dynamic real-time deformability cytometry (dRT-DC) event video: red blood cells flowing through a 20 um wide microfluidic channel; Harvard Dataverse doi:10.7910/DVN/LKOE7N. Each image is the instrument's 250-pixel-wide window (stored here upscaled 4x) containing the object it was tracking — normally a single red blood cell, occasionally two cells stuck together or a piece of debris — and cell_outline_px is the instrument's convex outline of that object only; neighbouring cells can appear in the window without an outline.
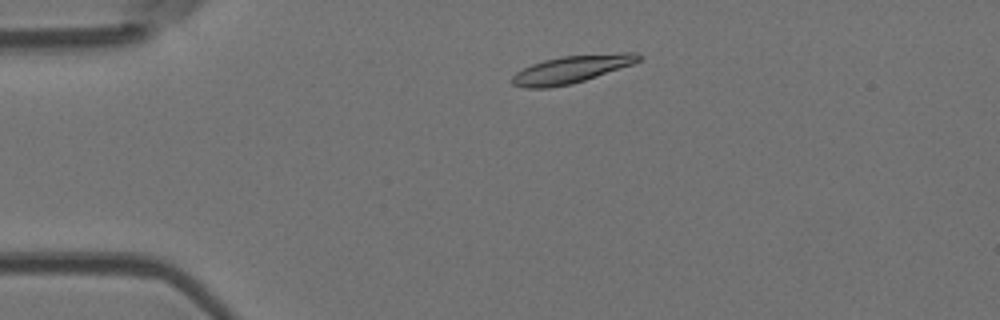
{"species": "Egyptian fruit bat (a non-hibernating species)", "species_latin": "Rousettus aegyptiacus", "temperature_condition": "room temperature", "stored_images_in_passage": 4, "camera_frame_rate_fps": 3000, "um_per_image_px": 0.085, "animal": {"sex": "female"}, "frame": {"image": 1, "passage_image": 2, "time_ms": 1.333, "image_size_px": [1000, 320], "cell_outline_px": [[644, 56], [640, 60], [632, 64], [572, 84], [548, 88], [524, 88], [512, 84], [512, 76], [516, 72], [532, 64], [544, 60], [560, 56], [620, 52], [636, 52]], "centroid_in_image_um": [48.59, 5.88], "position_along_channel_um": 36.4, "area_um2": 20.35}}
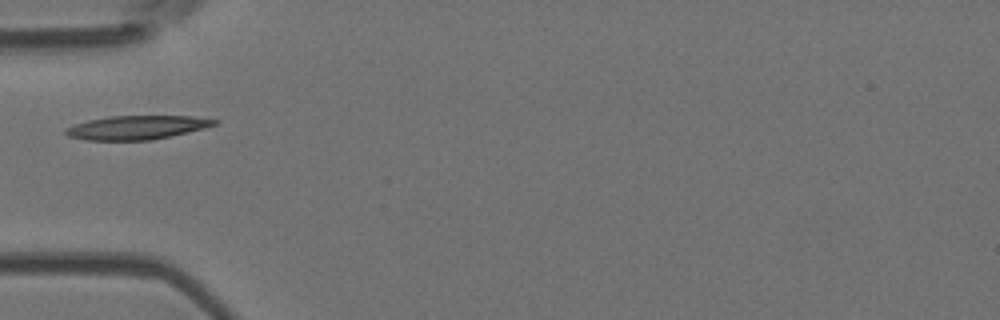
{"frame": {"image": 2, "passage_image": 3, "time_ms": 3.333, "image_size_px": [1000, 320], "cell_outline_px": [[220, 120], [216, 124], [204, 128], [152, 140], [84, 140], [68, 136], [64, 132], [64, 128], [88, 120], [112, 116], [192, 116]], "centroid_in_image_um": [11.61, 10.83], "position_along_channel_um": 73.4, "area_um2": 20.52}}
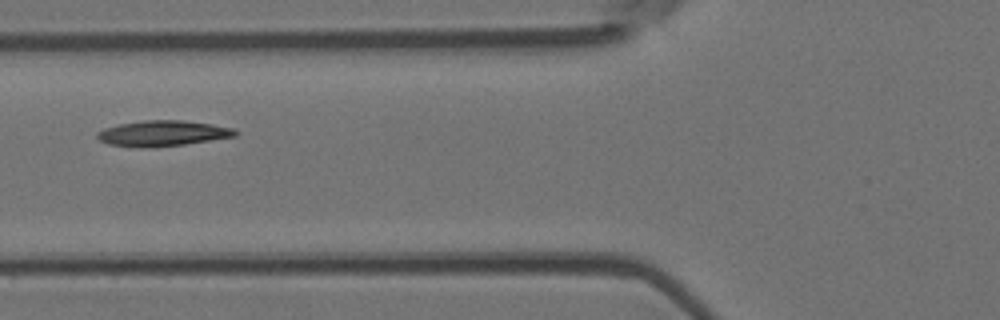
{"frame": {"image": 3, "passage_image": 4, "time_ms": 4.333, "image_size_px": [1000, 320], "cell_outline_px": [[240, 132], [236, 136], [184, 144], [108, 144], [100, 140], [96, 136], [96, 132], [104, 128], [120, 124], [144, 120], [184, 120], [212, 124], [232, 128]], "centroid_in_image_um": [13.91, 11.27], "position_along_channel_um": 111.9, "area_um2": 19.42}}